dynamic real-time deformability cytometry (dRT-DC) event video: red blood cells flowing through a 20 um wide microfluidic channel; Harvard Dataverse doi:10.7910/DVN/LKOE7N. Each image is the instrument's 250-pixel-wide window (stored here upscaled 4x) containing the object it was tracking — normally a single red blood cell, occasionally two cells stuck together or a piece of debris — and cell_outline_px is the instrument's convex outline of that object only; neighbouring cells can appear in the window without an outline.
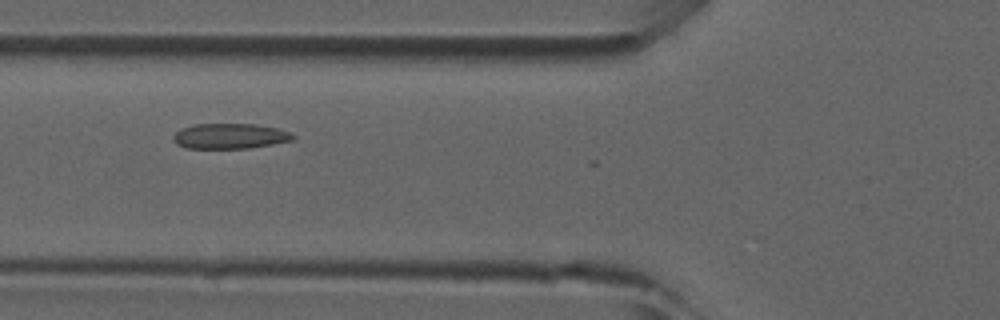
{"species": "common noctule bat (a hibernating species)", "species_latin": "Nyctalus noctula", "temperature_condition": "room temperature", "stored_images_in_passage": 12, "camera_frame_rate_fps": 3000, "um_per_image_px": 0.085, "animal": {"sex": "male", "forearm_length_mm": 52.5}, "frame": {"image": 1, "passage_image": 10, "time_ms": 3.0, "image_size_px": [1000, 320], "cell_outline_px": [[296, 136], [292, 140], [272, 144], [248, 148], [184, 148], [176, 144], [172, 136], [176, 132], [184, 128], [196, 124], [252, 124], [276, 128], [288, 132]], "centroid_in_image_um": [19.52, 11.57], "position_along_channel_um": 106.3, "area_um2": 17.4}}